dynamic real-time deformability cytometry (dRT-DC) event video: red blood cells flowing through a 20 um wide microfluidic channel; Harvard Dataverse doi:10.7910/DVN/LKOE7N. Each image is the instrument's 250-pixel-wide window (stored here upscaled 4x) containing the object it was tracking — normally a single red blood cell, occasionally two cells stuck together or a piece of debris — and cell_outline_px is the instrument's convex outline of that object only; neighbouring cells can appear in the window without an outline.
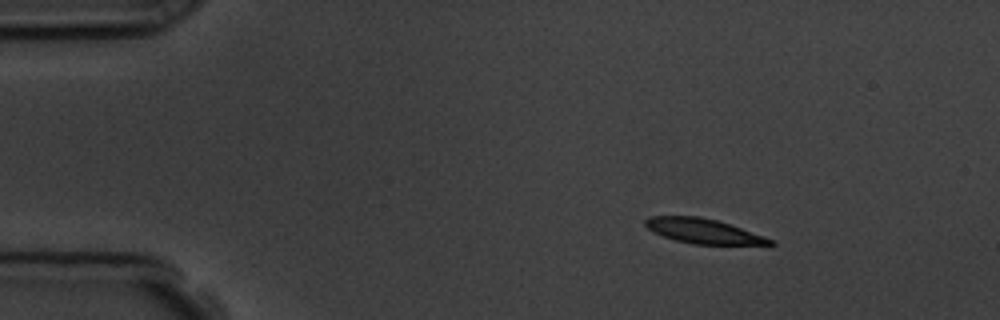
{"species": "common noctule bat (a hibernating species)", "species_latin": "Nyctalus noctula", "temperature_condition": "room temperature", "stored_images_in_passage": 4, "segment_of_instrument_passage": [1, 2], "camera_frame_rate_fps": 3000, "um_per_image_px": 0.085, "animal": {"sex": "male", "body_mass_g": 19.5, "forearm_length_mm": 54.6}, "frame": {"image": 1, "passage_image": 1, "time_ms": 0.0, "image_size_px": [1000, 320], "cell_outline_px": [[776, 244], [692, 244], [676, 240], [664, 236], [648, 228], [644, 224], [644, 220], [648, 216], [700, 216], [716, 220], [764, 236], [772, 240]], "centroid_in_image_um": [59.73, 19.63], "position_along_channel_um": 25.3, "area_um2": 17.57}}